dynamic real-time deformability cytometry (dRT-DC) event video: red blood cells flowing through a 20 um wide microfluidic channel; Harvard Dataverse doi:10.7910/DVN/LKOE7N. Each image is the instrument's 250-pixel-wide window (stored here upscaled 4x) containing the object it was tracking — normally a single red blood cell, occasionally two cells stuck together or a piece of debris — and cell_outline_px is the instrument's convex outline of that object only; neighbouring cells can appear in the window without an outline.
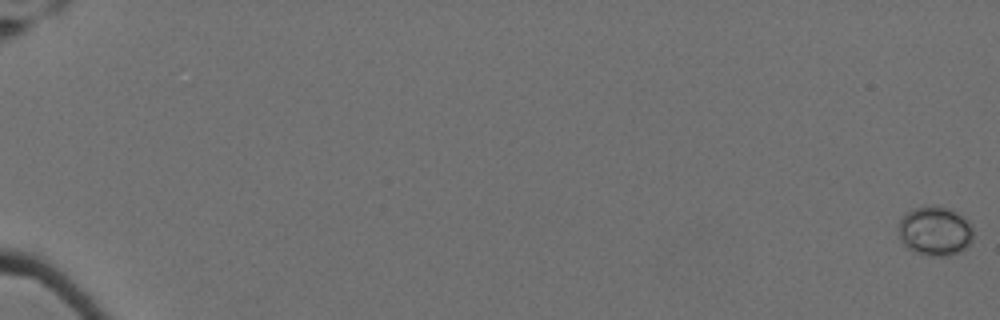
{"species": "Egyptian fruit bat (a non-hibernating species)", "species_latin": "Rousettus aegyptiacus", "temperature_condition": "cold", "stored_images_in_passage": 62, "camera_frame_rate_fps": 3000, "um_per_image_px": 0.085, "animal": {"sex": "female"}, "frame": {"image": 1, "passage_image": 1, "time_ms": 0.0, "image_size_px": [1000, 320], "cell_outline_px": [[972, 240], [960, 252], [948, 256], [928, 256], [916, 252], [908, 248], [900, 240], [896, 228], [900, 220], [908, 212], [924, 204], [932, 204], [948, 208], [964, 216], [972, 224]], "centroid_in_image_um": [79.46, 19.62], "position_along_channel_um": 5.5, "area_um2": 21.85}}
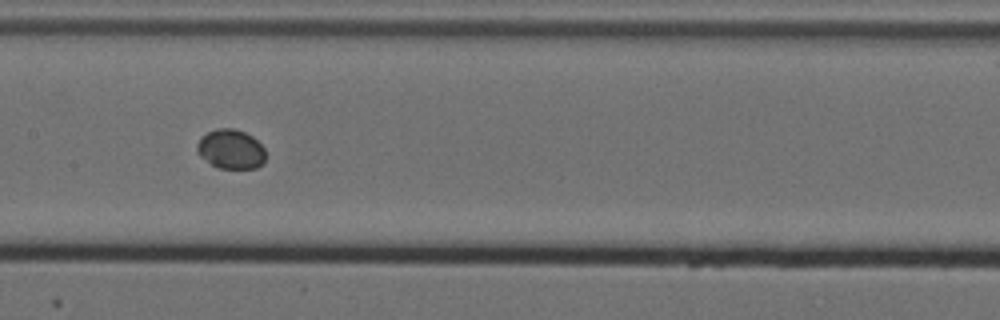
{"frame": {"image": 2, "passage_image": 35, "time_ms": 11.333, "image_size_px": [1000, 320], "cell_outline_px": [[264, 164], [256, 168], [220, 168], [212, 164], [200, 156], [196, 152], [196, 144], [200, 136], [216, 128], [232, 128], [244, 132], [252, 136], [264, 148]], "centroid_in_image_um": [19.59, 12.67], "position_along_channel_um": 187.8, "area_um2": 15.78}}
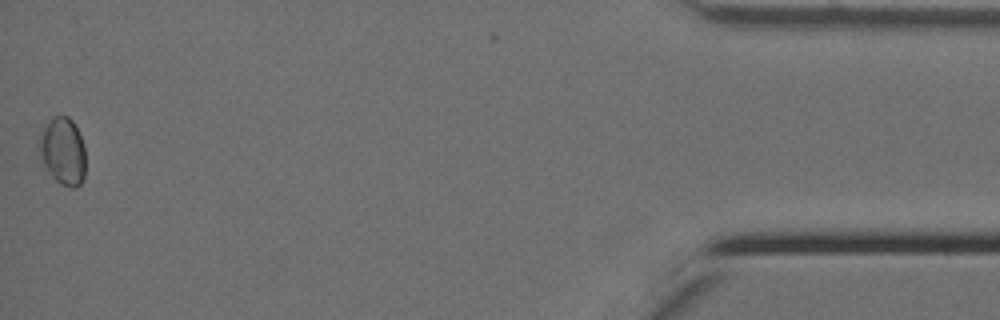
{"frame": {"image": 3, "passage_image": 62, "time_ms": 20.333, "image_size_px": [1000, 320], "cell_outline_px": [[84, 180], [76, 188], [72, 188], [60, 184], [52, 176], [40, 160], [40, 140], [44, 128], [48, 120], [52, 116], [68, 116], [72, 120], [84, 144]], "centroid_in_image_um": [5.35, 12.87], "position_along_channel_um": 429.8, "area_um2": 18.03}}